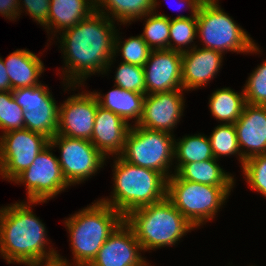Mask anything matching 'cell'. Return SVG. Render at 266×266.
Returning <instances> with one entry per match:
<instances>
[{
	"label": "cell",
	"mask_w": 266,
	"mask_h": 266,
	"mask_svg": "<svg viewBox=\"0 0 266 266\" xmlns=\"http://www.w3.org/2000/svg\"><path fill=\"white\" fill-rule=\"evenodd\" d=\"M106 13L103 9H95L89 17L60 34V48L65 56L62 72L66 79L63 80L69 87H76L77 83L81 85L95 72L107 73L111 66L117 30H114L113 19Z\"/></svg>",
	"instance_id": "cell-1"
},
{
	"label": "cell",
	"mask_w": 266,
	"mask_h": 266,
	"mask_svg": "<svg viewBox=\"0 0 266 266\" xmlns=\"http://www.w3.org/2000/svg\"><path fill=\"white\" fill-rule=\"evenodd\" d=\"M29 203L42 202H19L0 209V253L9 264H26L57 254L53 248L46 252L45 226Z\"/></svg>",
	"instance_id": "cell-2"
},
{
	"label": "cell",
	"mask_w": 266,
	"mask_h": 266,
	"mask_svg": "<svg viewBox=\"0 0 266 266\" xmlns=\"http://www.w3.org/2000/svg\"><path fill=\"white\" fill-rule=\"evenodd\" d=\"M116 159L113 165V196L110 199H101L102 202L125 217L132 210L159 202L166 197L167 179L161 173L132 165L120 156Z\"/></svg>",
	"instance_id": "cell-3"
},
{
	"label": "cell",
	"mask_w": 266,
	"mask_h": 266,
	"mask_svg": "<svg viewBox=\"0 0 266 266\" xmlns=\"http://www.w3.org/2000/svg\"><path fill=\"white\" fill-rule=\"evenodd\" d=\"M65 220L76 266H88L124 217L101 200Z\"/></svg>",
	"instance_id": "cell-4"
},
{
	"label": "cell",
	"mask_w": 266,
	"mask_h": 266,
	"mask_svg": "<svg viewBox=\"0 0 266 266\" xmlns=\"http://www.w3.org/2000/svg\"><path fill=\"white\" fill-rule=\"evenodd\" d=\"M124 220L133 229L143 251L175 245L195 228L167 197L132 210Z\"/></svg>",
	"instance_id": "cell-5"
},
{
	"label": "cell",
	"mask_w": 266,
	"mask_h": 266,
	"mask_svg": "<svg viewBox=\"0 0 266 266\" xmlns=\"http://www.w3.org/2000/svg\"><path fill=\"white\" fill-rule=\"evenodd\" d=\"M232 188L182 180L174 173L167 179L166 197L194 227H199L214 218Z\"/></svg>",
	"instance_id": "cell-6"
},
{
	"label": "cell",
	"mask_w": 266,
	"mask_h": 266,
	"mask_svg": "<svg viewBox=\"0 0 266 266\" xmlns=\"http://www.w3.org/2000/svg\"><path fill=\"white\" fill-rule=\"evenodd\" d=\"M218 2H202L197 11V34L205 49L219 51L257 53V45Z\"/></svg>",
	"instance_id": "cell-7"
},
{
	"label": "cell",
	"mask_w": 266,
	"mask_h": 266,
	"mask_svg": "<svg viewBox=\"0 0 266 266\" xmlns=\"http://www.w3.org/2000/svg\"><path fill=\"white\" fill-rule=\"evenodd\" d=\"M174 141L171 133L133 125L120 157L132 165L155 170L168 179L170 163L174 159Z\"/></svg>",
	"instance_id": "cell-8"
},
{
	"label": "cell",
	"mask_w": 266,
	"mask_h": 266,
	"mask_svg": "<svg viewBox=\"0 0 266 266\" xmlns=\"http://www.w3.org/2000/svg\"><path fill=\"white\" fill-rule=\"evenodd\" d=\"M52 148L49 144L31 166L12 180L26 185L29 202H46L70 186L63 176L58 158L50 152Z\"/></svg>",
	"instance_id": "cell-9"
},
{
	"label": "cell",
	"mask_w": 266,
	"mask_h": 266,
	"mask_svg": "<svg viewBox=\"0 0 266 266\" xmlns=\"http://www.w3.org/2000/svg\"><path fill=\"white\" fill-rule=\"evenodd\" d=\"M50 139L29 129L11 130L0 136V175L12 181L33 163Z\"/></svg>",
	"instance_id": "cell-10"
},
{
	"label": "cell",
	"mask_w": 266,
	"mask_h": 266,
	"mask_svg": "<svg viewBox=\"0 0 266 266\" xmlns=\"http://www.w3.org/2000/svg\"><path fill=\"white\" fill-rule=\"evenodd\" d=\"M52 147L61 152L59 164L63 176L71 186L79 184L103 167L106 157L89 141L55 135L50 139Z\"/></svg>",
	"instance_id": "cell-11"
},
{
	"label": "cell",
	"mask_w": 266,
	"mask_h": 266,
	"mask_svg": "<svg viewBox=\"0 0 266 266\" xmlns=\"http://www.w3.org/2000/svg\"><path fill=\"white\" fill-rule=\"evenodd\" d=\"M60 105L57 134L90 141L99 105L94 93L72 95Z\"/></svg>",
	"instance_id": "cell-12"
},
{
	"label": "cell",
	"mask_w": 266,
	"mask_h": 266,
	"mask_svg": "<svg viewBox=\"0 0 266 266\" xmlns=\"http://www.w3.org/2000/svg\"><path fill=\"white\" fill-rule=\"evenodd\" d=\"M141 244L125 220L116 228L88 266H148Z\"/></svg>",
	"instance_id": "cell-13"
},
{
	"label": "cell",
	"mask_w": 266,
	"mask_h": 266,
	"mask_svg": "<svg viewBox=\"0 0 266 266\" xmlns=\"http://www.w3.org/2000/svg\"><path fill=\"white\" fill-rule=\"evenodd\" d=\"M146 95L167 92L182 87V52L152 50L143 66Z\"/></svg>",
	"instance_id": "cell-14"
},
{
	"label": "cell",
	"mask_w": 266,
	"mask_h": 266,
	"mask_svg": "<svg viewBox=\"0 0 266 266\" xmlns=\"http://www.w3.org/2000/svg\"><path fill=\"white\" fill-rule=\"evenodd\" d=\"M184 89L147 94L138 126L171 133L183 115Z\"/></svg>",
	"instance_id": "cell-15"
},
{
	"label": "cell",
	"mask_w": 266,
	"mask_h": 266,
	"mask_svg": "<svg viewBox=\"0 0 266 266\" xmlns=\"http://www.w3.org/2000/svg\"><path fill=\"white\" fill-rule=\"evenodd\" d=\"M234 126L244 160L266 154V106L246 103Z\"/></svg>",
	"instance_id": "cell-16"
},
{
	"label": "cell",
	"mask_w": 266,
	"mask_h": 266,
	"mask_svg": "<svg viewBox=\"0 0 266 266\" xmlns=\"http://www.w3.org/2000/svg\"><path fill=\"white\" fill-rule=\"evenodd\" d=\"M189 48L182 53V87L187 91L206 86L217 75L223 59L219 51L195 45Z\"/></svg>",
	"instance_id": "cell-17"
},
{
	"label": "cell",
	"mask_w": 266,
	"mask_h": 266,
	"mask_svg": "<svg viewBox=\"0 0 266 266\" xmlns=\"http://www.w3.org/2000/svg\"><path fill=\"white\" fill-rule=\"evenodd\" d=\"M90 142L107 158L120 156L131 127L119 115L98 105ZM107 155V156H106Z\"/></svg>",
	"instance_id": "cell-18"
},
{
	"label": "cell",
	"mask_w": 266,
	"mask_h": 266,
	"mask_svg": "<svg viewBox=\"0 0 266 266\" xmlns=\"http://www.w3.org/2000/svg\"><path fill=\"white\" fill-rule=\"evenodd\" d=\"M3 62L7 69L12 90L41 84L38 77L45 69L44 64L31 51L17 49L8 55Z\"/></svg>",
	"instance_id": "cell-19"
},
{
	"label": "cell",
	"mask_w": 266,
	"mask_h": 266,
	"mask_svg": "<svg viewBox=\"0 0 266 266\" xmlns=\"http://www.w3.org/2000/svg\"><path fill=\"white\" fill-rule=\"evenodd\" d=\"M94 11L95 0H50L47 29L50 31L56 28L54 33L63 32L89 17Z\"/></svg>",
	"instance_id": "cell-20"
},
{
	"label": "cell",
	"mask_w": 266,
	"mask_h": 266,
	"mask_svg": "<svg viewBox=\"0 0 266 266\" xmlns=\"http://www.w3.org/2000/svg\"><path fill=\"white\" fill-rule=\"evenodd\" d=\"M114 86L115 88L104 96L100 92L93 91L99 106L119 115L127 123L129 119H136L135 125H137L143 113L145 94L125 90L116 85Z\"/></svg>",
	"instance_id": "cell-21"
},
{
	"label": "cell",
	"mask_w": 266,
	"mask_h": 266,
	"mask_svg": "<svg viewBox=\"0 0 266 266\" xmlns=\"http://www.w3.org/2000/svg\"><path fill=\"white\" fill-rule=\"evenodd\" d=\"M218 159L184 164L176 174L190 182L211 186H233L234 178L217 164Z\"/></svg>",
	"instance_id": "cell-22"
},
{
	"label": "cell",
	"mask_w": 266,
	"mask_h": 266,
	"mask_svg": "<svg viewBox=\"0 0 266 266\" xmlns=\"http://www.w3.org/2000/svg\"><path fill=\"white\" fill-rule=\"evenodd\" d=\"M211 95L209 108L213 117L225 121V124H234L240 118L246 104L244 89L242 93H237L229 87L222 88Z\"/></svg>",
	"instance_id": "cell-23"
},
{
	"label": "cell",
	"mask_w": 266,
	"mask_h": 266,
	"mask_svg": "<svg viewBox=\"0 0 266 266\" xmlns=\"http://www.w3.org/2000/svg\"><path fill=\"white\" fill-rule=\"evenodd\" d=\"M157 3V0H95V9L102 7L106 11L110 10V19L114 17L120 23L127 24L154 12Z\"/></svg>",
	"instance_id": "cell-24"
},
{
	"label": "cell",
	"mask_w": 266,
	"mask_h": 266,
	"mask_svg": "<svg viewBox=\"0 0 266 266\" xmlns=\"http://www.w3.org/2000/svg\"><path fill=\"white\" fill-rule=\"evenodd\" d=\"M174 158H177L178 161L175 173L184 164L213 159L214 155L209 138L201 134H194L184 136L178 142L174 141Z\"/></svg>",
	"instance_id": "cell-25"
},
{
	"label": "cell",
	"mask_w": 266,
	"mask_h": 266,
	"mask_svg": "<svg viewBox=\"0 0 266 266\" xmlns=\"http://www.w3.org/2000/svg\"><path fill=\"white\" fill-rule=\"evenodd\" d=\"M58 106H38L33 111H24V128L51 139L57 135Z\"/></svg>",
	"instance_id": "cell-26"
},
{
	"label": "cell",
	"mask_w": 266,
	"mask_h": 266,
	"mask_svg": "<svg viewBox=\"0 0 266 266\" xmlns=\"http://www.w3.org/2000/svg\"><path fill=\"white\" fill-rule=\"evenodd\" d=\"M145 21L141 37L152 50L169 49L170 21L164 14L152 12Z\"/></svg>",
	"instance_id": "cell-27"
},
{
	"label": "cell",
	"mask_w": 266,
	"mask_h": 266,
	"mask_svg": "<svg viewBox=\"0 0 266 266\" xmlns=\"http://www.w3.org/2000/svg\"><path fill=\"white\" fill-rule=\"evenodd\" d=\"M215 159L219 157L237 154L243 167L244 159L241 157V151L238 145L236 129L234 124L220 123L208 137Z\"/></svg>",
	"instance_id": "cell-28"
},
{
	"label": "cell",
	"mask_w": 266,
	"mask_h": 266,
	"mask_svg": "<svg viewBox=\"0 0 266 266\" xmlns=\"http://www.w3.org/2000/svg\"><path fill=\"white\" fill-rule=\"evenodd\" d=\"M170 19L169 50L183 53L187 50L183 47L185 45L187 47V45L194 42L193 40L197 37V15H178ZM172 40L173 44L171 42Z\"/></svg>",
	"instance_id": "cell-29"
},
{
	"label": "cell",
	"mask_w": 266,
	"mask_h": 266,
	"mask_svg": "<svg viewBox=\"0 0 266 266\" xmlns=\"http://www.w3.org/2000/svg\"><path fill=\"white\" fill-rule=\"evenodd\" d=\"M118 32L116 33L114 40V56L121 51L123 62L132 65H138L143 67L147 62L152 49L143 40L141 35L136 37H130L121 42L118 38ZM123 43V44H121ZM119 50V51H118Z\"/></svg>",
	"instance_id": "cell-30"
},
{
	"label": "cell",
	"mask_w": 266,
	"mask_h": 266,
	"mask_svg": "<svg viewBox=\"0 0 266 266\" xmlns=\"http://www.w3.org/2000/svg\"><path fill=\"white\" fill-rule=\"evenodd\" d=\"M0 129L3 133L24 129V110L15 101L12 90L0 92Z\"/></svg>",
	"instance_id": "cell-31"
},
{
	"label": "cell",
	"mask_w": 266,
	"mask_h": 266,
	"mask_svg": "<svg viewBox=\"0 0 266 266\" xmlns=\"http://www.w3.org/2000/svg\"><path fill=\"white\" fill-rule=\"evenodd\" d=\"M46 86H32L12 90L13 97L17 104L24 110L31 112L38 106H57L55 99Z\"/></svg>",
	"instance_id": "cell-32"
},
{
	"label": "cell",
	"mask_w": 266,
	"mask_h": 266,
	"mask_svg": "<svg viewBox=\"0 0 266 266\" xmlns=\"http://www.w3.org/2000/svg\"><path fill=\"white\" fill-rule=\"evenodd\" d=\"M115 73L116 86L146 95L143 67L121 62Z\"/></svg>",
	"instance_id": "cell-33"
},
{
	"label": "cell",
	"mask_w": 266,
	"mask_h": 266,
	"mask_svg": "<svg viewBox=\"0 0 266 266\" xmlns=\"http://www.w3.org/2000/svg\"><path fill=\"white\" fill-rule=\"evenodd\" d=\"M242 169L251 189L266 197V154L245 160Z\"/></svg>",
	"instance_id": "cell-34"
},
{
	"label": "cell",
	"mask_w": 266,
	"mask_h": 266,
	"mask_svg": "<svg viewBox=\"0 0 266 266\" xmlns=\"http://www.w3.org/2000/svg\"><path fill=\"white\" fill-rule=\"evenodd\" d=\"M244 87L246 103L266 106V61L251 73Z\"/></svg>",
	"instance_id": "cell-35"
},
{
	"label": "cell",
	"mask_w": 266,
	"mask_h": 266,
	"mask_svg": "<svg viewBox=\"0 0 266 266\" xmlns=\"http://www.w3.org/2000/svg\"><path fill=\"white\" fill-rule=\"evenodd\" d=\"M22 2L28 14L46 29L50 0H24Z\"/></svg>",
	"instance_id": "cell-36"
},
{
	"label": "cell",
	"mask_w": 266,
	"mask_h": 266,
	"mask_svg": "<svg viewBox=\"0 0 266 266\" xmlns=\"http://www.w3.org/2000/svg\"><path fill=\"white\" fill-rule=\"evenodd\" d=\"M21 1L22 0H0V14L14 21V19L19 16L18 14H21Z\"/></svg>",
	"instance_id": "cell-37"
},
{
	"label": "cell",
	"mask_w": 266,
	"mask_h": 266,
	"mask_svg": "<svg viewBox=\"0 0 266 266\" xmlns=\"http://www.w3.org/2000/svg\"><path fill=\"white\" fill-rule=\"evenodd\" d=\"M44 261V262H43ZM45 263V265H44ZM27 266H71L68 260L63 259L58 253L46 258L36 259L34 261L28 262Z\"/></svg>",
	"instance_id": "cell-38"
},
{
	"label": "cell",
	"mask_w": 266,
	"mask_h": 266,
	"mask_svg": "<svg viewBox=\"0 0 266 266\" xmlns=\"http://www.w3.org/2000/svg\"><path fill=\"white\" fill-rule=\"evenodd\" d=\"M11 84L3 59L0 57V92L11 91Z\"/></svg>",
	"instance_id": "cell-39"
},
{
	"label": "cell",
	"mask_w": 266,
	"mask_h": 266,
	"mask_svg": "<svg viewBox=\"0 0 266 266\" xmlns=\"http://www.w3.org/2000/svg\"><path fill=\"white\" fill-rule=\"evenodd\" d=\"M182 2L185 3L184 6L187 4V7H189V9L191 10V16L197 15L198 8L200 7V4L202 3L201 0H181L179 2L180 3L179 6L181 5L183 6Z\"/></svg>",
	"instance_id": "cell-40"
},
{
	"label": "cell",
	"mask_w": 266,
	"mask_h": 266,
	"mask_svg": "<svg viewBox=\"0 0 266 266\" xmlns=\"http://www.w3.org/2000/svg\"><path fill=\"white\" fill-rule=\"evenodd\" d=\"M202 2H218V0H201Z\"/></svg>",
	"instance_id": "cell-41"
}]
</instances>
